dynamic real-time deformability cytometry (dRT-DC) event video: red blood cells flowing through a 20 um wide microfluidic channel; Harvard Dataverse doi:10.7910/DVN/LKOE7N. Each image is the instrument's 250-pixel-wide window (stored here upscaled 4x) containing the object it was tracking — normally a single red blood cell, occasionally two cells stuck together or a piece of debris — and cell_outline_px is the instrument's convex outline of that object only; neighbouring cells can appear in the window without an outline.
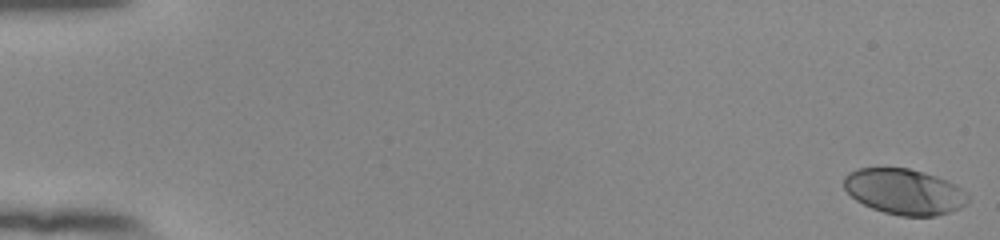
{"species": "human", "species_latin": "Homo sapiens", "temperature_condition": "room temperature", "stored_images_in_passage": 55, "camera_frame_rate_fps": 3000, "um_per_image_px": 0.085, "donor": {"sex": "female"}, "frame": {"image": 1, "passage_image": 1, "time_ms": 0.0, "image_size_px": [1000, 240], "cell_outline_px": [[968, 200], [960, 208], [936, 216], [900, 216], [884, 212], [872, 208], [856, 200], [844, 188], [844, 176], [848, 172], [860, 168], [908, 168], [924, 172], [948, 180], [956, 184], [968, 192]], "centroid_in_image_um": [76.88, 16.28], "position_along_channel_um": 8.1, "area_um2": 33.06}}
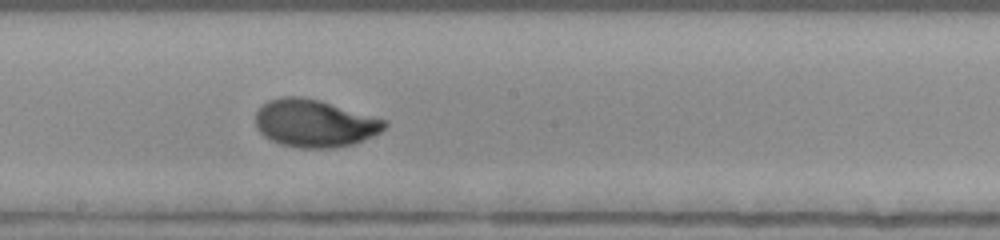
{"frame": {"image": 2, "passage_image": 32, "time_ms": 10.333, "image_size_px": [1000, 240], "cell_outline_px": [[388, 124], [380, 132], [372, 136], [352, 144], [332, 148], [300, 148], [280, 144], [264, 136], [256, 128], [256, 112], [260, 104], [268, 100], [280, 96], [300, 96], [320, 100], [388, 120]], "centroid_in_image_um": [26.72, 10.46], "position_along_channel_um": 221.5, "area_um2": 36.01}}
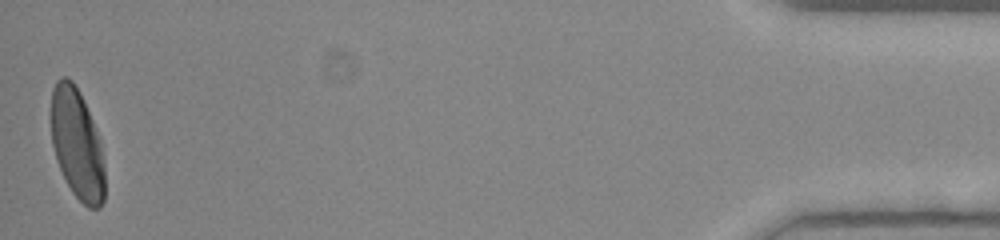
{"frame": {"image": 3, "passage_image": 55, "time_ms": 18.0, "image_size_px": [1000, 240], "cell_outline_px": [[104, 200], [100, 208], [88, 208], [72, 192], [60, 168], [52, 144], [52, 88], [56, 80], [60, 76], [68, 76], [72, 80], [80, 92], [92, 120], [100, 140], [104, 164]], "centroid_in_image_um": [6.56, 12.22], "position_along_channel_um": 428.6, "area_um2": 34.28}, "authors_computed_cell_mechanics": {"area_um2": 33.813, "velocity_mm_per_s": 3.8185, "shape_relaxation_time_tau1_ms": 3.0699, "shape_relaxation_time_tau2_ms": null, "deformation_change_tau1": 0.1663, "deformation_change_tau2": null}}